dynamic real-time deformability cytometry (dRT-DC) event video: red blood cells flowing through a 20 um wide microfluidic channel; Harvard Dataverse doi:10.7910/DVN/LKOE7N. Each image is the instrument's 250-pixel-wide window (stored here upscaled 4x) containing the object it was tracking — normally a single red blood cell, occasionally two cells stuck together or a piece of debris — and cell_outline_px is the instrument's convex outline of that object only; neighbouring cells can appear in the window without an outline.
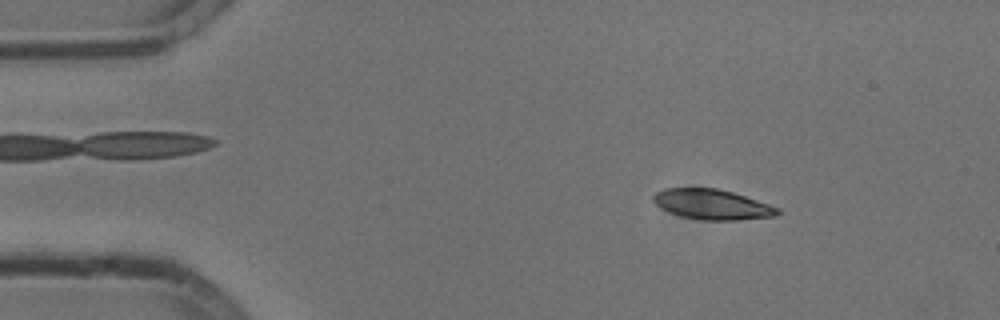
{"species": "common noctule bat (a hibernating species)", "species_latin": "Nyctalus noctula", "temperature_condition": "cold", "stored_images_in_passage": 53, "camera_frame_rate_fps": 3000, "um_per_image_px": 0.085, "animal": {"sex": "male", "body_mass_g": 13.3}, "frame": {"image": 1, "passage_image": 7, "time_ms": 2.0, "image_size_px": [1000, 320], "cell_outline_px": [[780, 212], [776, 216], [736, 220], [704, 220], [680, 216], [656, 204], [652, 200], [652, 196], [656, 192], [664, 188], [716, 188], [732, 192], [780, 208]], "centroid_in_image_um": [60.54, 17.37], "position_along_channel_um": 24.5, "area_um2": 21.56}}
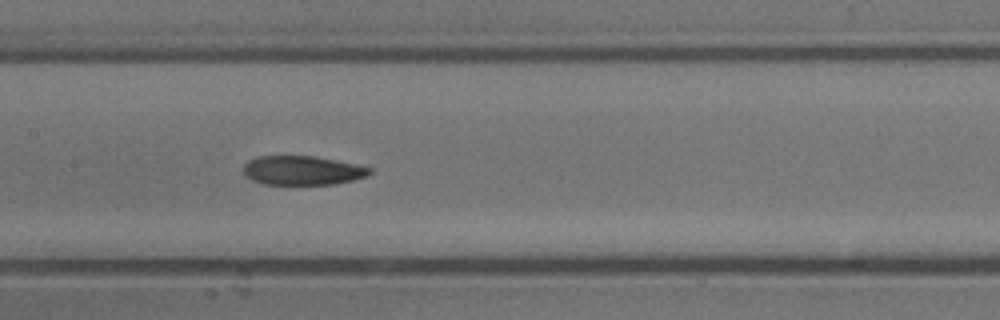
{"frame": {"image": 2, "passage_image": 25, "time_ms": 8.0, "image_size_px": [1000, 320], "cell_outline_px": [[372, 172], [368, 176], [352, 180], [332, 184], [264, 184], [252, 180], [244, 176], [244, 164], [248, 160], [260, 156], [312, 156], [336, 160], [372, 168]], "centroid_in_image_um": [25.69, 14.49], "position_along_channel_um": 181.7, "area_um2": 21.33}}
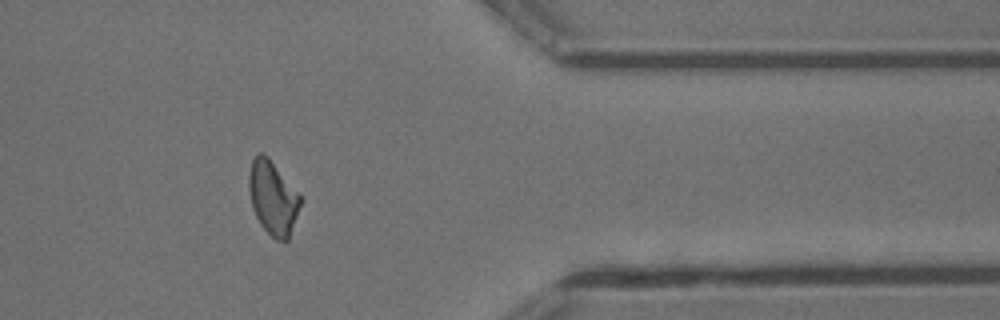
{"frame": {"image": 3, "passage_image": 43, "time_ms": 14.0, "image_size_px": [1000, 320], "cell_outline_px": [[300, 204], [288, 240], [276, 240], [260, 224], [252, 208], [248, 188], [248, 176], [252, 160], [256, 152], [260, 152], [268, 156], [300, 196]], "centroid_in_image_um": [23.15, 16.78], "position_along_channel_um": 388.3, "area_um2": 21.73}, "authors_computed_cell_mechanics": {"area_um2": 22.1952, "velocity_mm_per_s": 3.7841, "shape_relaxation_time_tau1_ms": 6.9903, "shape_relaxation_time_tau2_ms": 7.5175, "deformation_change_tau1": 0.1892, "deformation_change_tau2": 0.1225}}